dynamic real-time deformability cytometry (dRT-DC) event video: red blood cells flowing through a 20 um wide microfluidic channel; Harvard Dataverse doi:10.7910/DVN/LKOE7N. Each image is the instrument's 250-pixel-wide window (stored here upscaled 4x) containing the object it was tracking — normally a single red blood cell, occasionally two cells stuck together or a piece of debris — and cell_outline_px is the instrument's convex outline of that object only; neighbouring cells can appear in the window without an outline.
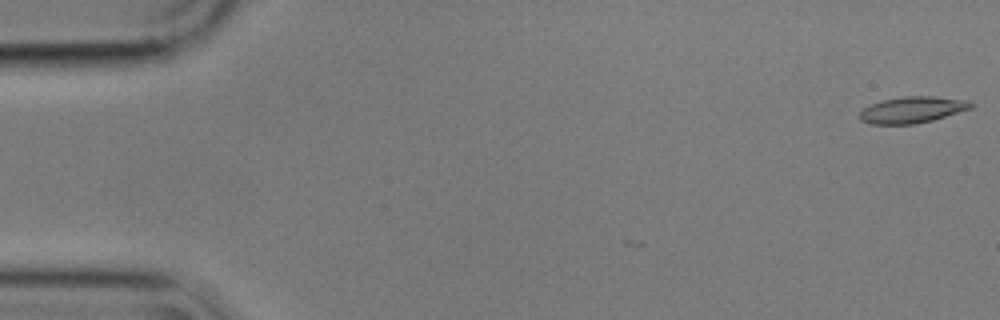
{"species": "common noctule bat (a hibernating species)", "species_latin": "Nyctalus noctula", "temperature_condition": "cold", "stored_images_in_passage": 2, "camera_frame_rate_fps": 3000, "um_per_image_px": 0.085, "animal": {"sex": "male", "body_mass_g": 17.9}, "frame": {"image": 1, "passage_image": 2, "time_ms": 0.333, "image_size_px": [1000, 320], "cell_outline_px": [[976, 104], [972, 108], [932, 120], [916, 124], [872, 124], [860, 120], [860, 112], [864, 108], [872, 104], [884, 100], [904, 96], [932, 96], [968, 100]], "centroid_in_image_um": [77.58, 9.33], "position_along_channel_um": 7.4, "area_um2": 16.99}}